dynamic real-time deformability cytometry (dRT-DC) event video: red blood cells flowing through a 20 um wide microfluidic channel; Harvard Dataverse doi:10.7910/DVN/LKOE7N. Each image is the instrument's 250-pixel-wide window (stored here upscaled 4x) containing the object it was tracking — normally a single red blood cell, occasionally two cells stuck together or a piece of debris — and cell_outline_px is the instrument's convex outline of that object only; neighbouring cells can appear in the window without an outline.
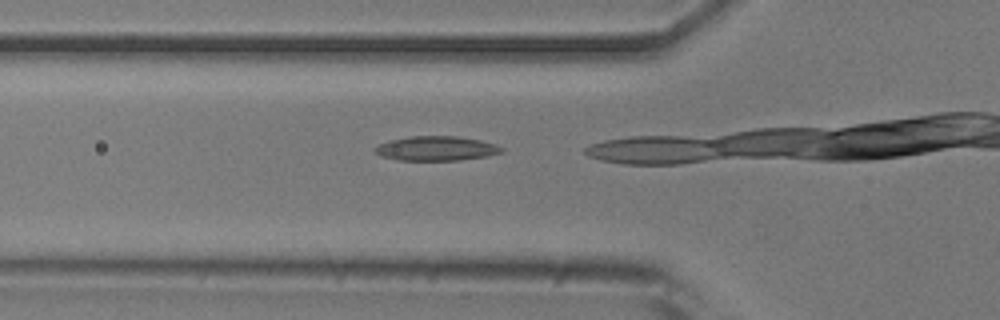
{"species": "common noctule bat (a hibernating species)", "species_latin": "Nyctalus noctula", "temperature_condition": "room temperature", "stored_images_in_passage": 13, "camera_frame_rate_fps": 3000, "um_per_image_px": 0.085, "animal": {"sex": "male", "body_mass_g": 20.5, "forearm_length_mm": 52.5}, "frame": {"image": 1, "passage_image": 11, "time_ms": 3.333, "image_size_px": [1000, 320], "cell_outline_px": [[504, 152], [484, 156], [460, 160], [396, 160], [380, 156], [372, 148], [388, 140], [408, 136], [456, 136], [480, 140], [496, 144], [504, 148]], "centroid_in_image_um": [37.06, 12.61], "position_along_channel_um": 88.7, "area_um2": 18.15}}